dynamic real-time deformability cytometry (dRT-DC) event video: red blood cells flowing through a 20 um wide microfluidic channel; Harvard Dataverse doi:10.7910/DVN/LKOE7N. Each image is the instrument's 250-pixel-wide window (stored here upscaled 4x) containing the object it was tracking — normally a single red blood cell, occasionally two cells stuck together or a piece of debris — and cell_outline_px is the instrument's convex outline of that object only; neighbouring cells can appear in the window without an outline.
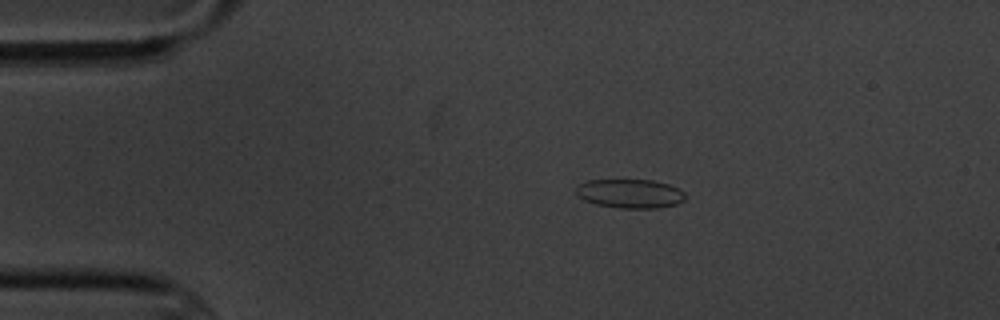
{"species": "common noctule bat (a hibernating species)", "species_latin": "Nyctalus noctula", "temperature_condition": "cold", "stored_images_in_passage": 12, "camera_frame_rate_fps": 3000, "um_per_image_px": 0.085, "animal": {"sex": "male", "body_mass_g": 20.1, "forearm_length_mm": 53.5}, "frame": {"image": 1, "passage_image": 3, "time_ms": 3.0, "image_size_px": [1000, 320], "cell_outline_px": [[684, 200], [676, 204], [656, 208], [620, 208], [596, 204], [584, 200], [576, 196], [576, 188], [580, 184], [588, 180], [652, 180], [668, 184], [684, 192]], "centroid_in_image_um": [53.52, 16.46], "position_along_channel_um": 31.5, "area_um2": 18.32}}
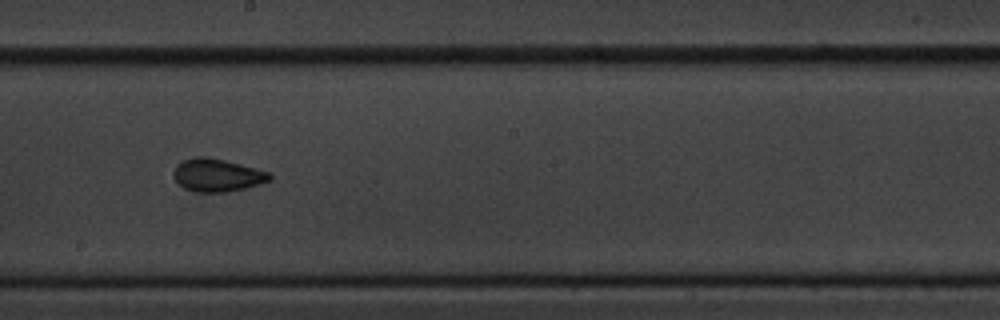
{"frame": {"image": 2, "passage_image": 9, "time_ms": 10.0, "image_size_px": [1000, 320], "cell_outline_px": [[272, 180], [244, 188], [228, 192], [196, 192], [184, 188], [172, 176], [172, 172], [176, 164], [184, 160], [196, 156], [204, 156], [224, 160], [256, 168], [268, 172], [272, 176]], "centroid_in_image_um": [18.43, 14.89], "position_along_channel_um": 229.8, "area_um2": 18.38}}
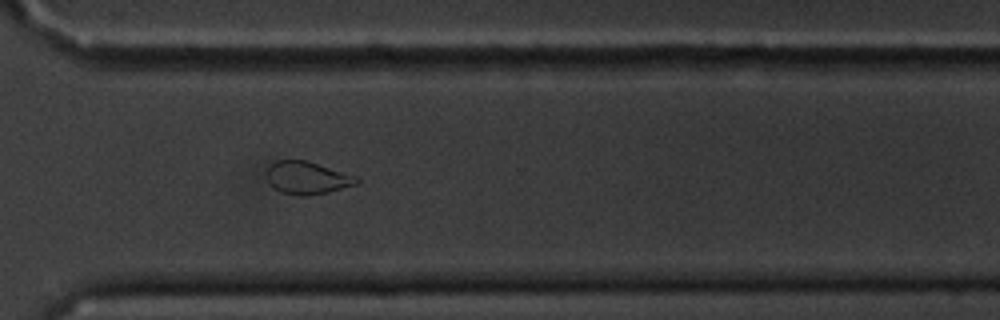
{"frame": {"image": 3, "passage_image": 12, "time_ms": 13.333, "image_size_px": [1000, 320], "cell_outline_px": [[360, 180], [356, 184], [328, 192], [308, 196], [296, 196], [280, 192], [268, 180], [268, 168], [276, 160], [308, 160], [360, 176]], "centroid_in_image_um": [26.18, 15.11], "position_along_channel_um": 344.4, "area_um2": 17.28}}